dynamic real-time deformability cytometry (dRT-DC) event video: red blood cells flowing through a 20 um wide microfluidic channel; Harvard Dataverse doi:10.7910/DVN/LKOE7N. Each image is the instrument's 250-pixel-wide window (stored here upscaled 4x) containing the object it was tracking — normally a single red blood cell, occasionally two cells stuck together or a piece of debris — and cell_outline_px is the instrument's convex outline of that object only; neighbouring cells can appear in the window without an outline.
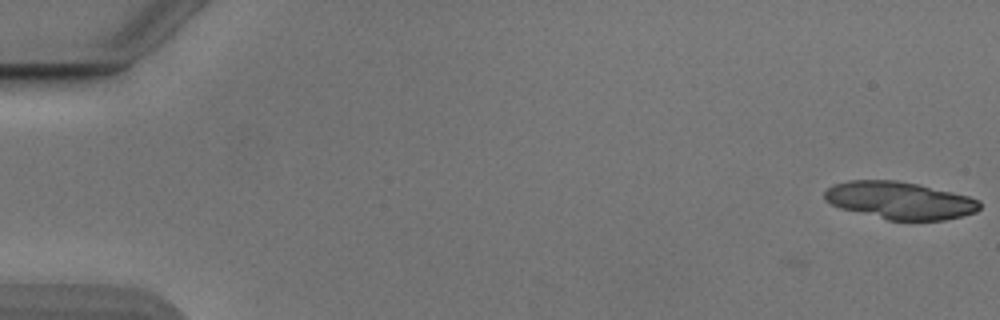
{"species": "Egyptian fruit bat (a non-hibernating species)", "species_latin": "Rousettus aegyptiacus", "temperature_condition": "cold", "stored_images_in_passage": 4, "camera_frame_rate_fps": 3000, "um_per_image_px": 0.085, "animal": {"sex": "male"}, "frame": {"image": 1, "passage_image": 4, "time_ms": 1.0, "image_size_px": [1000, 320], "cell_outline_px": [[980, 208], [976, 212], [944, 220], [888, 220], [840, 208], [824, 200], [824, 192], [832, 184], [848, 180], [896, 180], [916, 184], [952, 192], [968, 196], [980, 200]], "centroid_in_image_um": [76.45, 17.03], "position_along_channel_um": 8.5, "area_um2": 33.7}}